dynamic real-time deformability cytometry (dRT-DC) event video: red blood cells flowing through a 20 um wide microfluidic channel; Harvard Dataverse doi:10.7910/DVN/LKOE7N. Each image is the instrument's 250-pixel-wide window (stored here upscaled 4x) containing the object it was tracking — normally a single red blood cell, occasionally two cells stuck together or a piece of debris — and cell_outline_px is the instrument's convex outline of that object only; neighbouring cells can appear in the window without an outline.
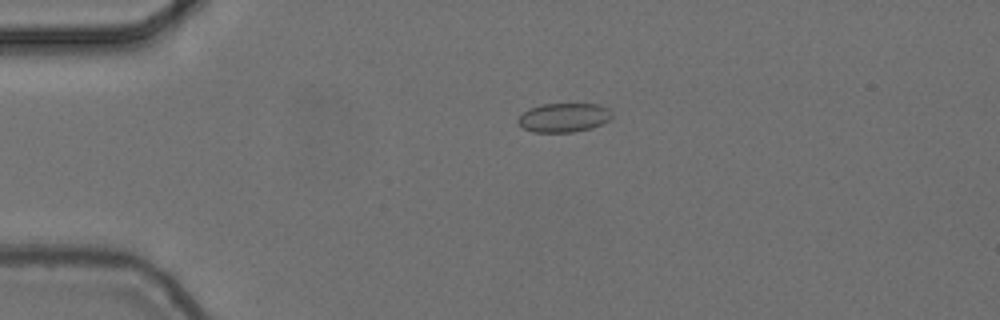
{"species": "common noctule bat (a hibernating species)", "species_latin": "Nyctalus noctula", "temperature_condition": "cold", "stored_images_in_passage": 5, "camera_frame_rate_fps": 3000, "um_per_image_px": 0.085, "animal": {"sex": "female", "body_mass_g": 24.6, "forearm_length_mm": 56.2}, "frame": {"image": 1, "passage_image": 4, "time_ms": 1.0, "image_size_px": [1000, 320], "cell_outline_px": [[612, 116], [604, 124], [592, 128], [572, 132], [532, 132], [524, 128], [516, 120], [524, 112], [540, 104], [596, 104], [608, 108], [612, 112]], "centroid_in_image_um": [47.95, 10.0], "position_along_channel_um": 37.1, "area_um2": 15.84}}